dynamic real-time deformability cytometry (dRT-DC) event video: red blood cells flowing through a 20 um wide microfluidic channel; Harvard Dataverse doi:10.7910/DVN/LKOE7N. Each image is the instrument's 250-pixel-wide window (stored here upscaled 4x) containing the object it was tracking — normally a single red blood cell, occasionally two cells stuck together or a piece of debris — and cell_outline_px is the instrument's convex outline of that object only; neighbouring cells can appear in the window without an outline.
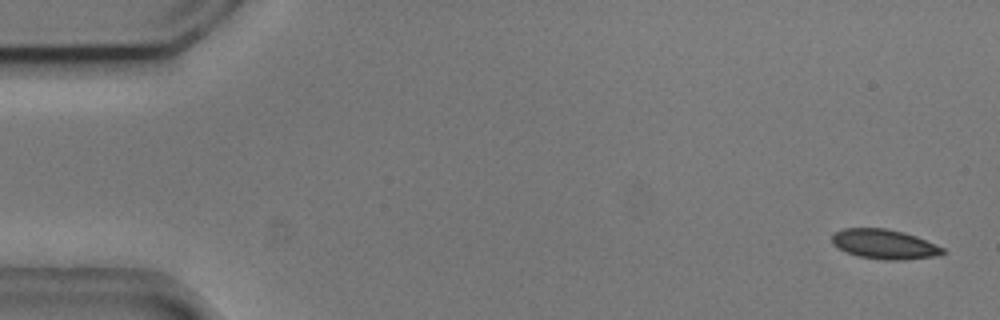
{"species": "common noctule bat (a hibernating species)", "species_latin": "Nyctalus noctula", "temperature_condition": "cold", "stored_images_in_passage": 54, "camera_frame_rate_fps": 3000, "um_per_image_px": 0.085, "animal": {"sex": "male", "body_mass_g": 20.5, "forearm_length_mm": 52.5}, "frame": {"image": 1, "passage_image": 2, "time_ms": 0.333, "image_size_px": [1000, 320], "cell_outline_px": [[948, 252], [932, 256], [904, 260], [884, 260], [856, 256], [832, 244], [832, 236], [836, 232], [844, 228], [884, 228], [904, 232], [916, 236], [944, 248]], "centroid_in_image_um": [75.17, 20.76], "position_along_channel_um": 9.8, "area_um2": 19.02}}
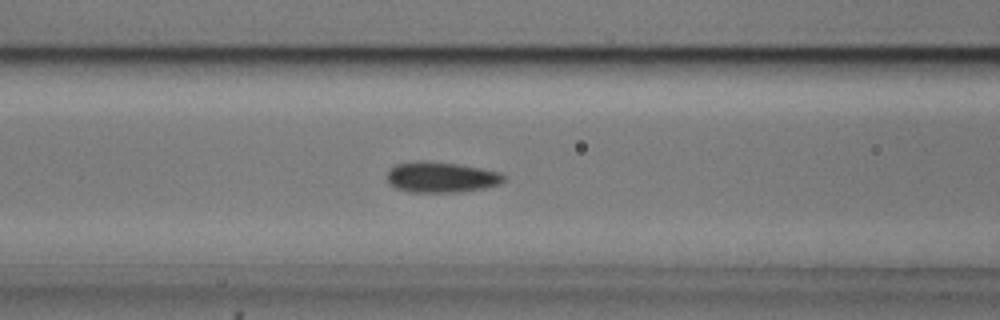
{"frame": {"image": 2, "passage_image": 22, "time_ms": 7.0, "image_size_px": [1000, 320], "cell_outline_px": [[504, 180], [500, 184], [484, 188], [456, 192], [412, 192], [396, 188], [388, 180], [388, 168], [396, 164], [420, 160], [424, 160], [456, 164], [480, 168], [500, 172], [504, 176]], "centroid_in_image_um": [37.49, 15.05], "position_along_channel_um": 129.1, "area_um2": 20.69}}
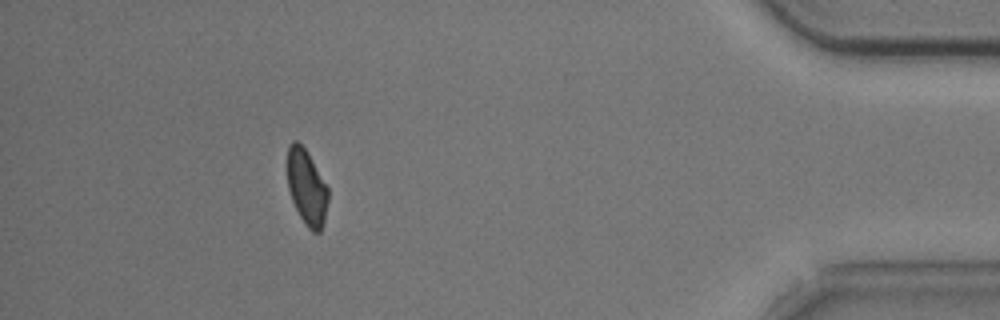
{"frame": {"image": 3, "passage_image": 49, "time_ms": 16.0, "image_size_px": [1000, 320], "cell_outline_px": [[328, 200], [324, 220], [320, 232], [312, 232], [304, 224], [292, 200], [288, 188], [288, 144], [292, 140], [296, 140], [304, 148], [328, 188]], "centroid_in_image_um": [26.06, 15.94], "position_along_channel_um": 409.1, "area_um2": 17.57}}